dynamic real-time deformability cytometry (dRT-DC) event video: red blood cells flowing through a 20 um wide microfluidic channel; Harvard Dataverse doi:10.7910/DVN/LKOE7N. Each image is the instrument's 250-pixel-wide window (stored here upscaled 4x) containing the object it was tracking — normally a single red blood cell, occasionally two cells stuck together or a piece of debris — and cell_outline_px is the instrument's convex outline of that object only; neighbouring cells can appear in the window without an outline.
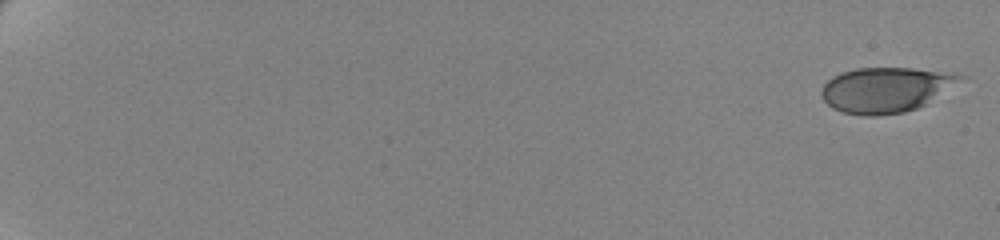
{"species": "human", "species_latin": "Homo sapiens", "temperature_condition": "cold", "stored_images_in_passage": 61, "camera_frame_rate_fps": 3000, "um_per_image_px": 0.085, "donor": {"sex": "female"}, "frame": {"image": 1, "passage_image": 1, "time_ms": 0.0, "image_size_px": [1000, 240], "cell_outline_px": [[968, 76], [924, 104], [916, 108], [904, 112], [876, 116], [864, 116], [844, 112], [832, 108], [824, 100], [820, 92], [824, 84], [832, 76], [840, 72], [856, 68], [912, 68], [956, 72]], "centroid_in_image_um": [75.28, 7.61], "position_along_channel_um": 9.7, "area_um2": 36.47}}
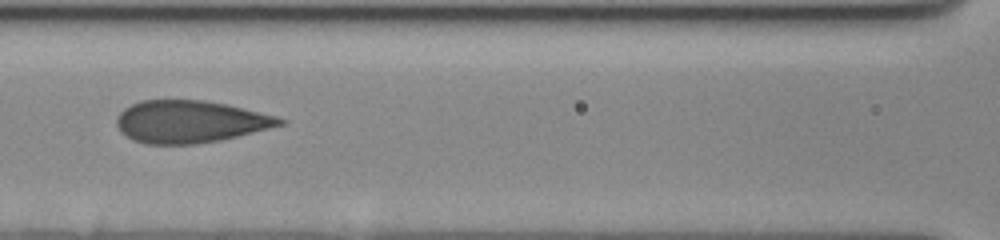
{"frame": {"image": 2, "passage_image": 32, "time_ms": 10.333, "image_size_px": [1000, 240], "cell_outline_px": [[288, 120], [284, 124], [220, 140], [196, 144], [144, 144], [132, 140], [120, 132], [116, 124], [116, 116], [124, 108], [140, 100], [204, 100], [224, 104], [276, 116]], "centroid_in_image_um": [16.09, 10.34], "position_along_channel_um": 150.5, "area_um2": 40.06}}
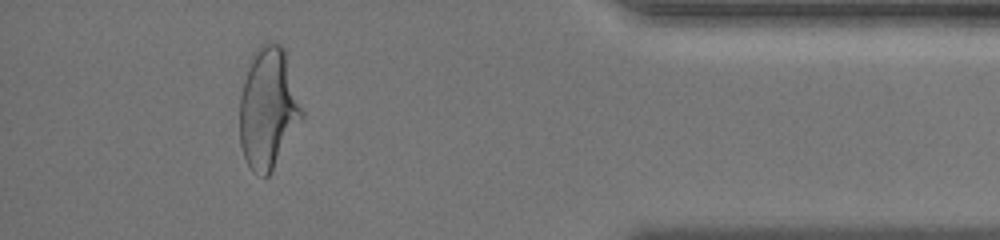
{"frame": {"image": 3, "passage_image": 57, "time_ms": 18.667, "image_size_px": [1000, 240], "cell_outline_px": [[304, 116], [268, 176], [264, 180], [252, 172], [244, 156], [240, 144], [240, 96], [244, 80], [252, 52], [260, 44], [280, 44], [284, 48], [304, 112]], "centroid_in_image_um": [22.79, 9.22], "position_along_channel_um": 412.4, "area_um2": 43.81}, "authors_computed_cell_mechanics": {"area_um2": 40.2288, "velocity_mm_per_s": 3.496, "shape_relaxation_time_tau1_ms": 8.5235, "shape_relaxation_time_tau2_ms": null, "deformation_change_tau1": 0.1894, "deformation_change_tau2": null}}